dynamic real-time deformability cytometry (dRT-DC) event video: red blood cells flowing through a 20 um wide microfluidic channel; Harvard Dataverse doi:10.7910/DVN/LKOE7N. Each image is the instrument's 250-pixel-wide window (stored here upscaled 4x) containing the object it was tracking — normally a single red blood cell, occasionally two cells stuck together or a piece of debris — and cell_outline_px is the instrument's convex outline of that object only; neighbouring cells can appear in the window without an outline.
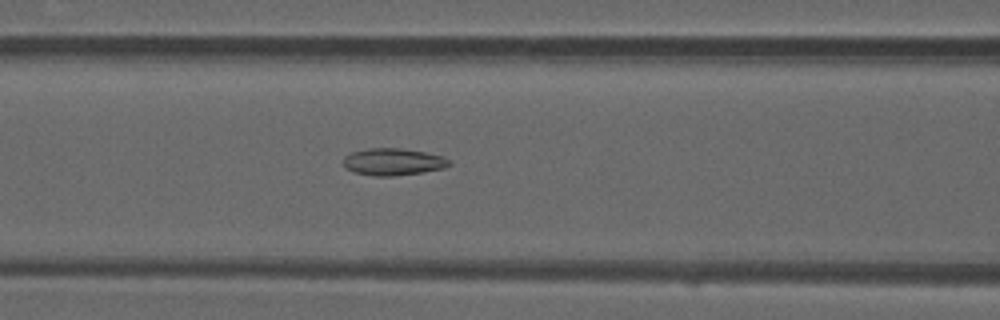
{"species": "common noctule bat (a hibernating species)", "species_latin": "Nyctalus noctula", "temperature_condition": "warm", "stored_images_in_passage": 39, "camera_frame_rate_fps": 3000, "um_per_image_px": 0.085, "animal": {"sex": "male", "forearm_length_mm": 52.5}, "frame": {"image": 1, "passage_image": 10, "time_ms": 3.0, "image_size_px": [1000, 320], "cell_outline_px": [[452, 164], [444, 168], [424, 172], [392, 176], [376, 176], [352, 172], [344, 168], [344, 156], [352, 152], [368, 148], [400, 148], [424, 152], [444, 156]], "centroid_in_image_um": [33.4, 13.76], "position_along_channel_um": 133.2, "area_um2": 16.76}}
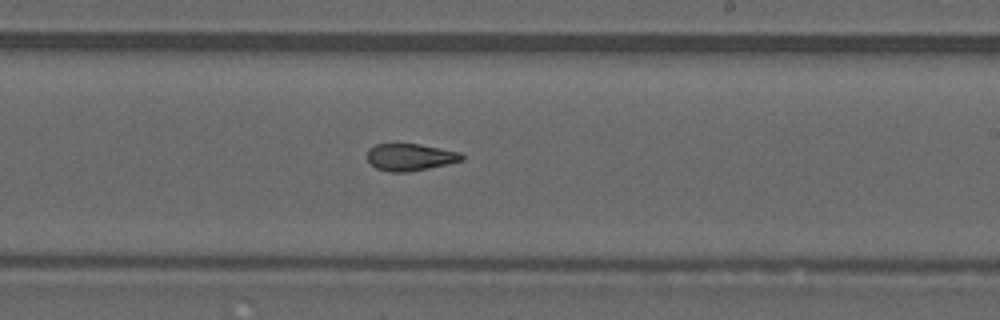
{"frame": {"image": 2, "passage_image": 19, "time_ms": 6.0, "image_size_px": [1000, 320], "cell_outline_px": [[464, 160], [448, 164], [408, 172], [388, 172], [376, 168], [368, 160], [368, 148], [376, 144], [420, 144], [460, 152], [464, 156]], "centroid_in_image_um": [34.88, 13.36], "position_along_channel_um": 254.1, "area_um2": 14.91}}
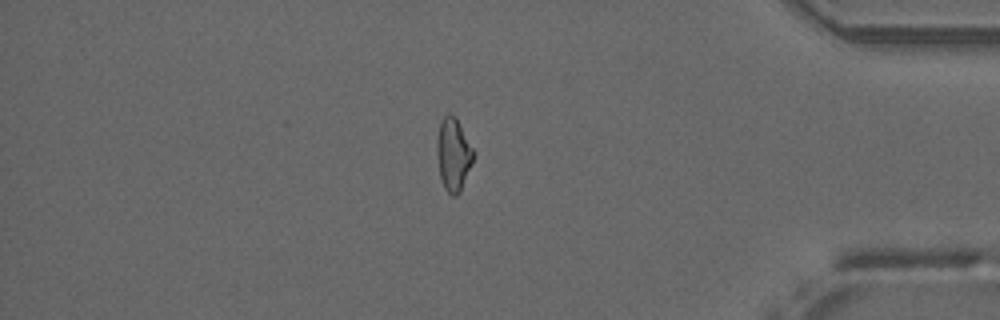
{"frame": {"image": 3, "passage_image": 32, "time_ms": 10.333, "image_size_px": [1000, 320], "cell_outline_px": [[472, 160], [460, 192], [456, 196], [452, 196], [444, 188], [440, 176], [436, 152], [436, 140], [440, 120], [448, 112], [456, 116], [472, 148]], "centroid_in_image_um": [38.48, 13.08], "position_along_channel_um": 396.7, "area_um2": 15.32}, "authors_computed_cell_mechanics": {"area_um2": 15.6638, "velocity_mm_per_s": 4.0467, "shape_relaxation_time_tau1_ms": null, "shape_relaxation_time_tau2_ms": 1.9163, "deformation_change_tau1": null, "deformation_change_tau2": 0.0899}}